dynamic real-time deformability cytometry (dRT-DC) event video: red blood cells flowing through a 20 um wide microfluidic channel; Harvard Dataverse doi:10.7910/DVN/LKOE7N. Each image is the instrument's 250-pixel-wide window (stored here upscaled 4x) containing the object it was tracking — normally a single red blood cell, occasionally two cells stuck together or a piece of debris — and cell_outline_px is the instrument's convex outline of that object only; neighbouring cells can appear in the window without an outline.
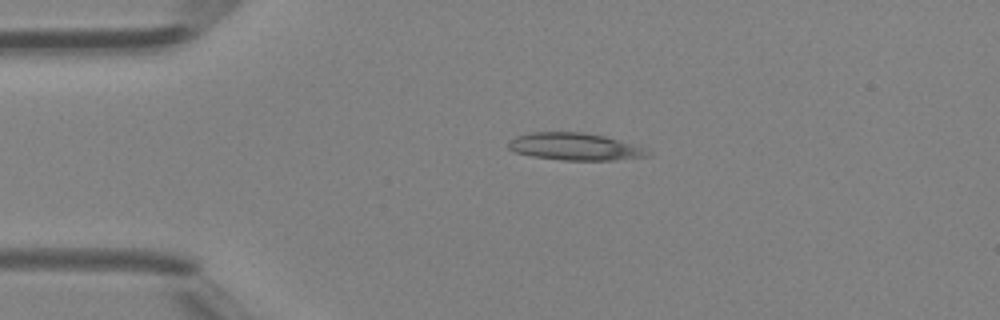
{"species": "Egyptian fruit bat (a non-hibernating species)", "species_latin": "Rousettus aegyptiacus", "temperature_condition": "room temperature", "stored_images_in_passage": 47, "camera_frame_rate_fps": 3000, "um_per_image_px": 0.085, "animal": {"sex": "female"}, "frame": {"image": 1, "passage_image": 11, "time_ms": 3.333, "image_size_px": [1000, 320], "cell_outline_px": [[652, 156], [612, 160], [564, 160], [532, 156], [512, 152], [508, 148], [508, 144], [516, 136], [532, 132], [584, 132], [604, 136], [644, 148], [652, 152]], "centroid_in_image_um": [48.86, 12.47], "position_along_channel_um": 36.1, "area_um2": 22.02}}
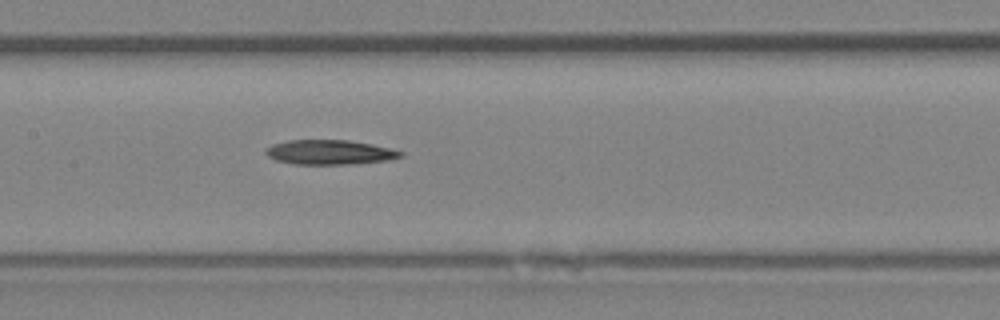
{"frame": {"image": 2, "passage_image": 23, "time_ms": 7.333, "image_size_px": [1000, 320], "cell_outline_px": [[404, 156], [388, 160], [352, 164], [292, 164], [276, 160], [268, 156], [264, 152], [264, 148], [272, 144], [288, 140], [348, 140], [372, 144], [404, 152]], "centroid_in_image_um": [27.99, 12.94], "position_along_channel_um": 179.4, "area_um2": 19.42}}
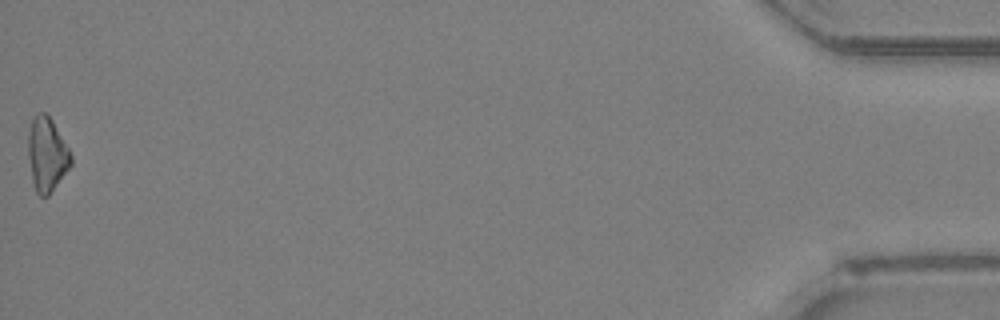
{"frame": {"image": 3, "passage_image": 47, "time_ms": 15.333, "image_size_px": [1000, 320], "cell_outline_px": [[72, 164], [48, 196], [40, 196], [36, 192], [32, 180], [28, 156], [28, 132], [32, 120], [36, 112], [44, 112], [52, 120], [68, 148], [72, 156]], "centroid_in_image_um": [3.97, 13.12], "position_along_channel_um": 431.2, "area_um2": 18.32}, "authors_computed_cell_mechanics": {"area_um2": 19.4786, "velocity_mm_per_s": 4.4335, "shape_relaxation_time_tau1_ms": 10.7306, "shape_relaxation_time_tau2_ms": null, "deformation_change_tau1": 0.2174, "deformation_change_tau2": null}}